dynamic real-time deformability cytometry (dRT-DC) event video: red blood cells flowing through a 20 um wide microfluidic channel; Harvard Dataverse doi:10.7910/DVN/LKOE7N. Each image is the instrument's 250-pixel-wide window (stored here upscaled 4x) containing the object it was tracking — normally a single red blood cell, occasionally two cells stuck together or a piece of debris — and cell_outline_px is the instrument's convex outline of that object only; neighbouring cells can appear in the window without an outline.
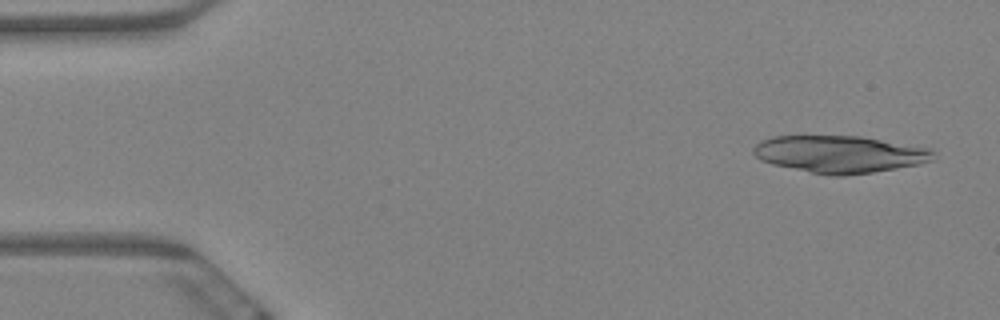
{"species": "Egyptian fruit bat (a non-hibernating species)", "species_latin": "Rousettus aegyptiacus", "temperature_condition": "warm", "stored_images_in_passage": 5, "camera_frame_rate_fps": 3000, "um_per_image_px": 0.085, "animal": {"sex": "female"}, "frame": {"image": 1, "passage_image": 1, "time_ms": 0.0, "image_size_px": [1000, 320], "cell_outline_px": [[936, 160], [920, 164], [872, 172], [844, 176], [832, 176], [772, 164], [760, 160], [752, 152], [752, 148], [756, 144], [772, 136], [860, 136], [932, 148]], "centroid_in_image_um": [71.41, 13.1], "position_along_channel_um": 13.6, "area_um2": 39.02}}